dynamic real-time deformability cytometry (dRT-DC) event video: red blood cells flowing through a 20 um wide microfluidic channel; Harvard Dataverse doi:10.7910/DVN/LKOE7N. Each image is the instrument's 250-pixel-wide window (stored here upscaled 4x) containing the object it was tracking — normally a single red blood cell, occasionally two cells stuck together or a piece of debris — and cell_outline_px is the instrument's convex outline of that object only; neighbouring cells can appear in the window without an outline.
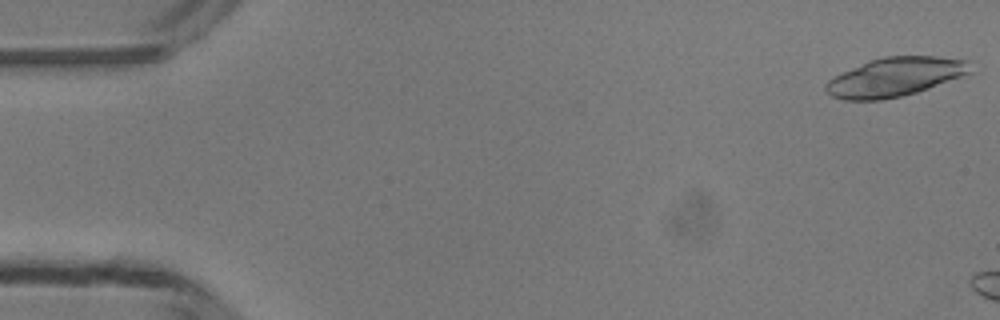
{"species": "common noctule bat (a hibernating species)", "species_latin": "Nyctalus noctula", "temperature_condition": "room temperature", "stored_images_in_passage": 6, "camera_frame_rate_fps": 3000, "um_per_image_px": 0.085, "animal": {"sex": "male", "body_mass_g": 13.3}, "frame": {"image": 1, "passage_image": 1, "time_ms": 0.0, "image_size_px": [1000, 320], "cell_outline_px": [[972, 72], [928, 88], [916, 92], [900, 96], [880, 100], [844, 100], [832, 96], [824, 88], [824, 84], [828, 80], [868, 60], [884, 56], [936, 56], [972, 60]], "centroid_in_image_um": [76.11, 6.53], "position_along_channel_um": 8.9, "area_um2": 32.66}}